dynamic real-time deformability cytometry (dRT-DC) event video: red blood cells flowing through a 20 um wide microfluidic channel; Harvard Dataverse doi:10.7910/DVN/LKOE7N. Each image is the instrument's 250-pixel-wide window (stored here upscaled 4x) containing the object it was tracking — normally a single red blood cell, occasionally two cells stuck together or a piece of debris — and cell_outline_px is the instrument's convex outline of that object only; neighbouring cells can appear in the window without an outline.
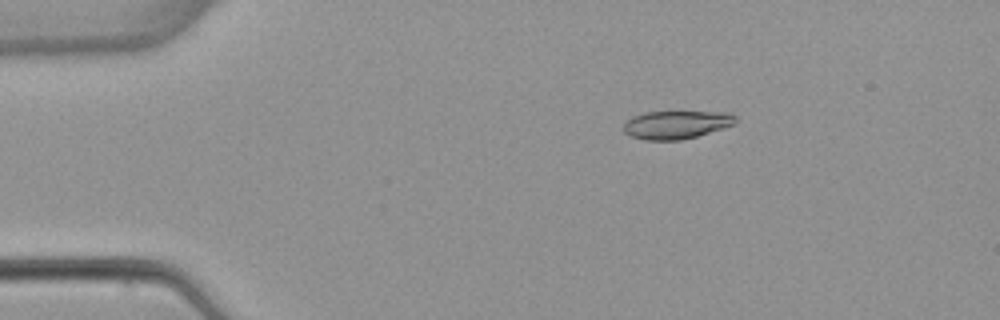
{"species": "common noctule bat (a hibernating species)", "species_latin": "Nyctalus noctula", "temperature_condition": "warm", "stored_images_in_passage": 4, "camera_frame_rate_fps": 3000, "um_per_image_px": 0.085, "animal": {"sex": "female", "body_mass_g": 22.7, "forearm_length_mm": 54.2}, "frame": {"image": 1, "passage_image": 2, "time_ms": 1.333, "image_size_px": [1000, 320], "cell_outline_px": [[736, 124], [724, 128], [696, 136], [680, 140], [644, 140], [632, 136], [624, 132], [624, 124], [632, 116], [644, 112], [732, 112], [736, 116]], "centroid_in_image_um": [57.52, 10.59], "position_along_channel_um": 27.5, "area_um2": 18.38}}
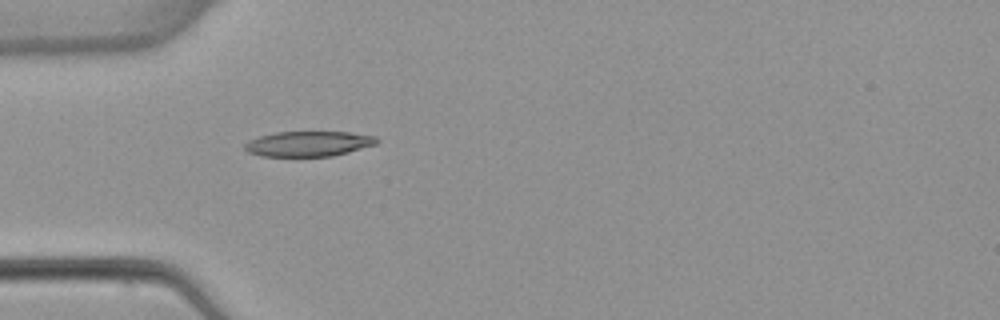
{"frame": {"image": 2, "passage_image": 4, "time_ms": 3.667, "image_size_px": [1000, 320], "cell_outline_px": [[380, 140], [376, 144], [348, 152], [332, 156], [260, 156], [248, 152], [244, 148], [244, 144], [248, 140], [260, 136], [276, 132], [348, 132], [376, 136]], "centroid_in_image_um": [26.21, 12.22], "position_along_channel_um": 58.8, "area_um2": 19.36}}